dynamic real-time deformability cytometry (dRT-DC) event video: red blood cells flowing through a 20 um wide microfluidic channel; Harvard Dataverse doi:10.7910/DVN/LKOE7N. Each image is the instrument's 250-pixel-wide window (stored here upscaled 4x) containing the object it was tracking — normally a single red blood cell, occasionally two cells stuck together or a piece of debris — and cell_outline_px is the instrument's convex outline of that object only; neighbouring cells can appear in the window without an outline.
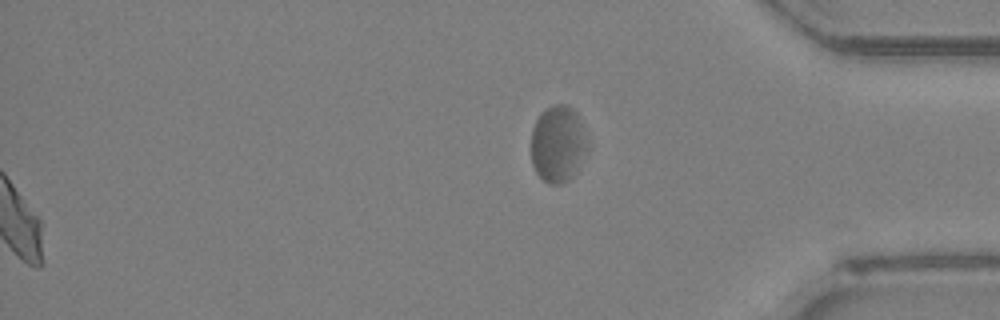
{"species": "Egyptian fruit bat (a non-hibernating species)", "species_latin": "Rousettus aegyptiacus", "temperature_condition": "room temperature", "stored_images_in_passage": 40, "segment_of_instrument_passage": [2, 2], "camera_frame_rate_fps": 3000, "um_per_image_px": 0.085, "animal": {"sex": "female"}, "frame": {"image": 1, "passage_image": 40, "time_ms": 13.0, "image_size_px": [1000, 320], "cell_outline_px": [[588, 148], [572, 176], [568, 180], [560, 184], [548, 184], [536, 172], [532, 164], [532, 128], [536, 120], [548, 108], [556, 104], [564, 104], [572, 108], [576, 112], [588, 140]], "centroid_in_image_um": [47.43, 12.24], "position_along_channel_um": 387.8, "area_um2": 24.8}}